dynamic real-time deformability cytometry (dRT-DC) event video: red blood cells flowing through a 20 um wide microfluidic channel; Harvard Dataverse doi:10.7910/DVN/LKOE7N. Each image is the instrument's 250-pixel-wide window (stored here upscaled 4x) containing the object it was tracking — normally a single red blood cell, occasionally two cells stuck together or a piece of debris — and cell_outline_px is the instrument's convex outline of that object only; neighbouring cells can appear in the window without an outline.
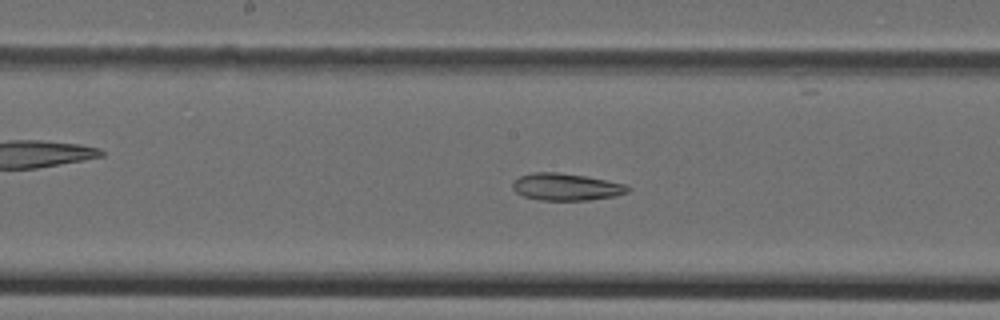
{"species": "Egyptian fruit bat (a non-hibernating species)", "species_latin": "Rousettus aegyptiacus", "temperature_condition": "cold", "stored_images_in_passage": 40, "camera_frame_rate_fps": 3000, "um_per_image_px": 0.085, "animal": {"sex": "female"}, "frame": {"image": 1, "passage_image": 17, "time_ms": 5.333, "image_size_px": [1000, 320], "cell_outline_px": [[632, 188], [628, 192], [616, 196], [588, 200], [540, 200], [524, 196], [516, 192], [512, 188], [512, 180], [520, 176], [532, 172], [556, 172], [584, 176], [624, 184]], "centroid_in_image_um": [48.09, 15.89], "position_along_channel_um": 200.1, "area_um2": 18.15}}
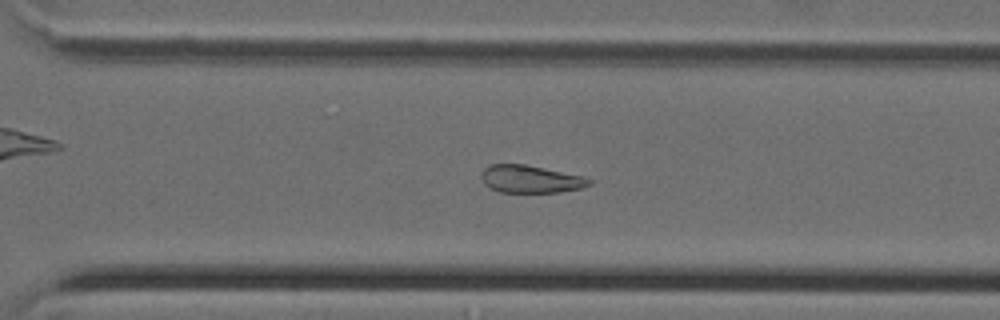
{"frame": {"image": 2, "passage_image": 26, "time_ms": 8.333, "image_size_px": [1000, 320], "cell_outline_px": [[592, 184], [580, 188], [560, 192], [500, 192], [488, 188], [484, 184], [480, 176], [480, 172], [488, 164], [524, 164], [584, 176], [592, 180]], "centroid_in_image_um": [45.05, 15.22], "position_along_channel_um": 325.5, "area_um2": 17.51}}
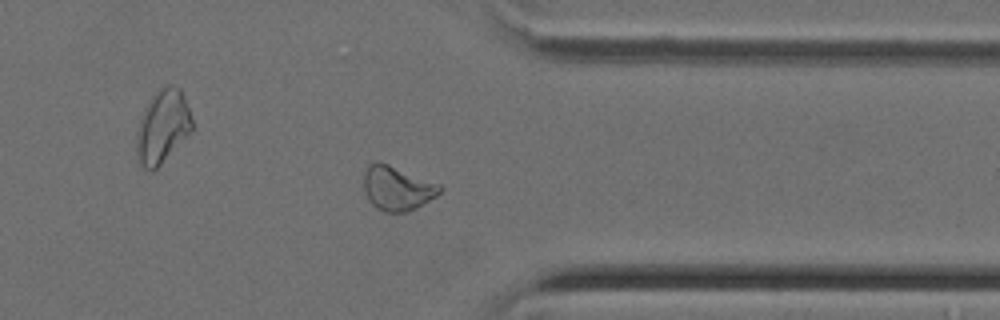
{"frame": {"image": 3, "passage_image": 30, "time_ms": 9.667, "image_size_px": [1000, 320], "cell_outline_px": [[444, 188], [436, 196], [416, 208], [404, 212], [384, 212], [376, 208], [368, 200], [364, 192], [364, 172], [368, 164], [376, 160], [388, 164], [440, 184]], "centroid_in_image_um": [33.74, 15.99], "position_along_channel_um": 377.7, "area_um2": 19.71}}